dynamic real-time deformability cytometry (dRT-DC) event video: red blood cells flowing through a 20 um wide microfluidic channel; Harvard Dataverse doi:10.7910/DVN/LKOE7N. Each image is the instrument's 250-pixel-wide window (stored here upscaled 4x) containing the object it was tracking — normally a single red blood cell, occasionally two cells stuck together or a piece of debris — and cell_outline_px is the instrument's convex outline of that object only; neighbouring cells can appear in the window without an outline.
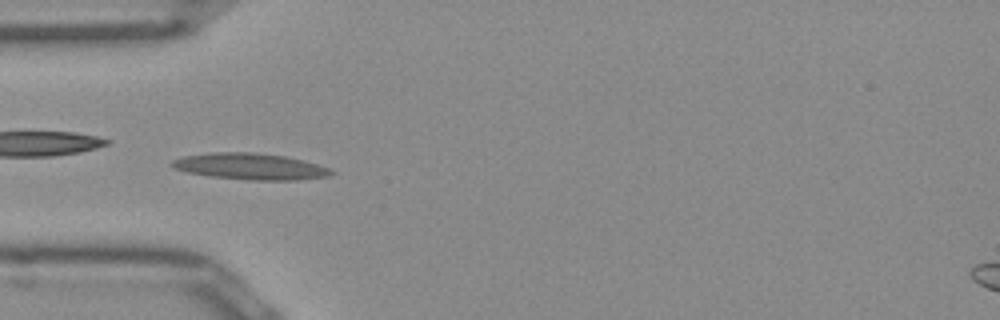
{"species": "Egyptian fruit bat (a non-hibernating species)", "species_latin": "Rousettus aegyptiacus", "temperature_condition": "room temperature", "stored_images_in_passage": 38, "camera_frame_rate_fps": 3000, "um_per_image_px": 0.085, "frame": {"image": 1, "passage_image": 10, "time_ms": 3.0, "image_size_px": [1000, 320], "cell_outline_px": [[336, 172], [328, 176], [296, 180], [252, 180], [208, 176], [188, 172], [176, 168], [172, 164], [172, 160], [184, 156], [212, 152], [252, 152], [284, 156], [304, 160], [328, 168]], "centroid_in_image_um": [21.29, 14.14], "position_along_channel_um": 63.7, "area_um2": 24.22}}
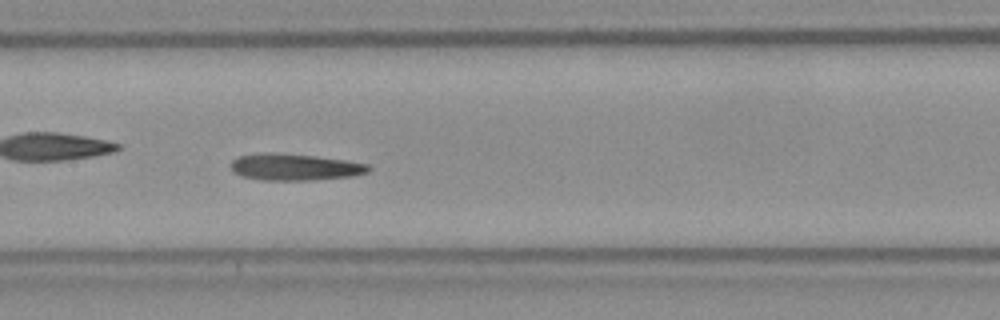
{"frame": {"image": 2, "passage_image": 19, "time_ms": 6.0, "image_size_px": [1000, 320], "cell_outline_px": [[372, 168], [368, 172], [352, 176], [312, 180], [264, 180], [244, 176], [232, 172], [232, 160], [236, 156], [312, 156], [344, 160], [368, 164]], "centroid_in_image_um": [25.16, 14.26], "position_along_channel_um": 182.2, "area_um2": 20.06}}
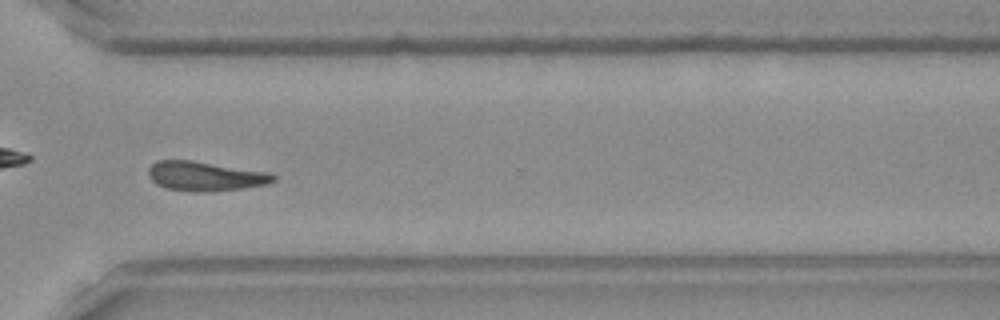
{"frame": {"image": 3, "passage_image": 32, "time_ms": 10.333, "image_size_px": [1000, 320], "cell_outline_px": [[276, 180], [264, 184], [240, 188], [208, 192], [200, 192], [168, 188], [156, 184], [148, 176], [148, 168], [156, 160], [192, 160], [268, 172], [276, 176]], "centroid_in_image_um": [17.4, 14.96], "position_along_channel_um": 353.2, "area_um2": 21.21}}